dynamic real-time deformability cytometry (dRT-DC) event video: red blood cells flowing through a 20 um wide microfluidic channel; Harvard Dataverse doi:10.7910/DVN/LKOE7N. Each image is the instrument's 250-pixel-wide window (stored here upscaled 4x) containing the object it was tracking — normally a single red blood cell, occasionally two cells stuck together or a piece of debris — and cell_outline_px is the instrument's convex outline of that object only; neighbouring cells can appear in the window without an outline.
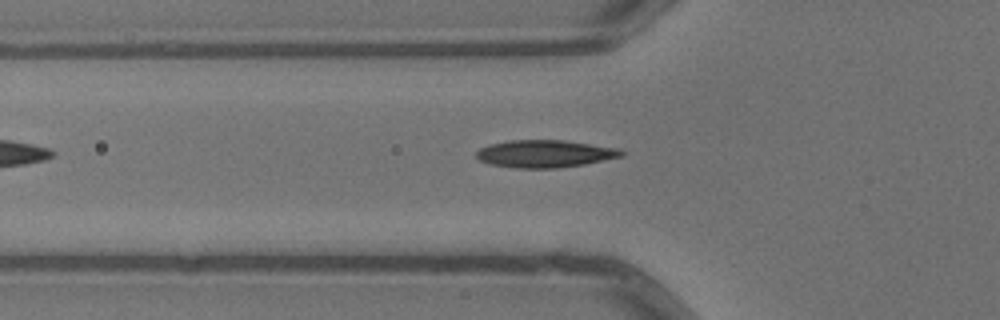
{"species": "common noctule bat (a hibernating species)", "species_latin": "Nyctalus noctula", "temperature_condition": "warm", "stored_images_in_passage": 6, "camera_frame_rate_fps": 3000, "um_per_image_px": 0.085, "animal": {"sex": "male", "body_mass_g": 13.3}, "frame": {"image": 1, "passage_image": 6, "time_ms": 1.667, "image_size_px": [1000, 320], "cell_outline_px": [[624, 156], [584, 164], [556, 168], [516, 168], [492, 164], [480, 160], [476, 156], [476, 152], [480, 148], [488, 144], [508, 140], [564, 140], [620, 148], [624, 152]], "centroid_in_image_um": [46.33, 13.06], "position_along_channel_um": 79.5, "area_um2": 23.24}}